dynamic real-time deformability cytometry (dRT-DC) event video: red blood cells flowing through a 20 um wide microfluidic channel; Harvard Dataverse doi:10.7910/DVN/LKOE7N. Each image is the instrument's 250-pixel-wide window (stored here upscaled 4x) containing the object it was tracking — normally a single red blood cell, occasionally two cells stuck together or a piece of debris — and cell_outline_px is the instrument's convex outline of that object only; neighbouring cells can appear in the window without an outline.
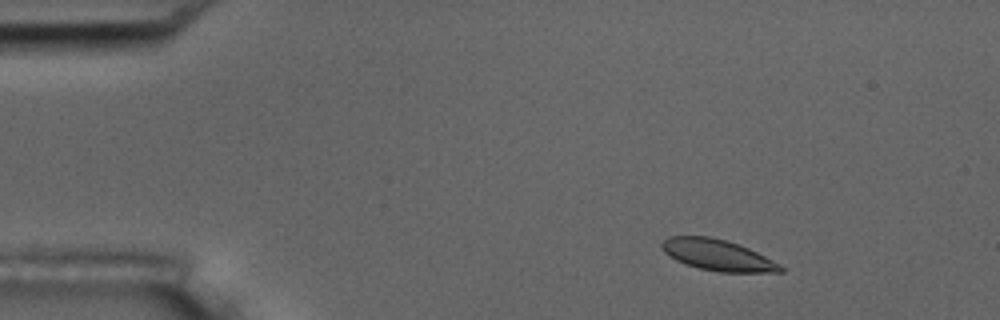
{"species": "common noctule bat (a hibernating species)", "species_latin": "Nyctalus noctula", "temperature_condition": "room temperature", "stored_images_in_passage": 3, "camera_frame_rate_fps": 3000, "um_per_image_px": 0.085, "animal": {"sex": "male", "body_mass_g": 17.5, "forearm_length_mm": 52.3}, "frame": {"image": 1, "passage_image": 1, "time_ms": 0.0, "image_size_px": [1000, 320], "cell_outline_px": [[784, 272], [720, 272], [700, 268], [676, 260], [664, 252], [660, 244], [668, 236], [708, 236], [724, 240], [748, 248], [780, 264], [784, 268]], "centroid_in_image_um": [60.99, 21.68], "position_along_channel_um": 24.0, "area_um2": 21.15}}